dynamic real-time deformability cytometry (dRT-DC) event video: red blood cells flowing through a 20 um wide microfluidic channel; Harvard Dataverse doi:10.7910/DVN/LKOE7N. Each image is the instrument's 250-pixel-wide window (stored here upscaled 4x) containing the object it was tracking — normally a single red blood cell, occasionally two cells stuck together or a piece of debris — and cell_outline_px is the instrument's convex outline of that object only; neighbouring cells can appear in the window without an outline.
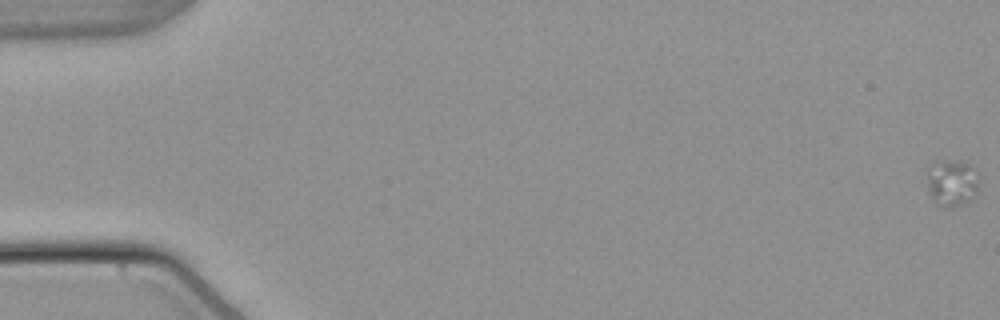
{"species": "common noctule bat (a hibernating species)", "species_latin": "Nyctalus noctula", "temperature_condition": "warm", "stored_images_in_passage": 22, "camera_frame_rate_fps": 3000, "um_per_image_px": 0.085, "animal": {"sex": "male", "body_mass_g": 21.5, "forearm_length_mm": 52.0}, "frame": {"image": 1, "passage_image": 1, "time_ms": 0.0, "image_size_px": [1000, 320], "cell_outline_px": [[976, 192], [968, 200], [960, 204], [948, 208], [944, 208], [936, 204], [928, 188], [928, 168], [932, 160], [952, 160], [968, 164], [972, 168], [976, 180]], "centroid_in_image_um": [80.83, 15.52], "position_along_channel_um": 4.2, "area_um2": 13.7}}